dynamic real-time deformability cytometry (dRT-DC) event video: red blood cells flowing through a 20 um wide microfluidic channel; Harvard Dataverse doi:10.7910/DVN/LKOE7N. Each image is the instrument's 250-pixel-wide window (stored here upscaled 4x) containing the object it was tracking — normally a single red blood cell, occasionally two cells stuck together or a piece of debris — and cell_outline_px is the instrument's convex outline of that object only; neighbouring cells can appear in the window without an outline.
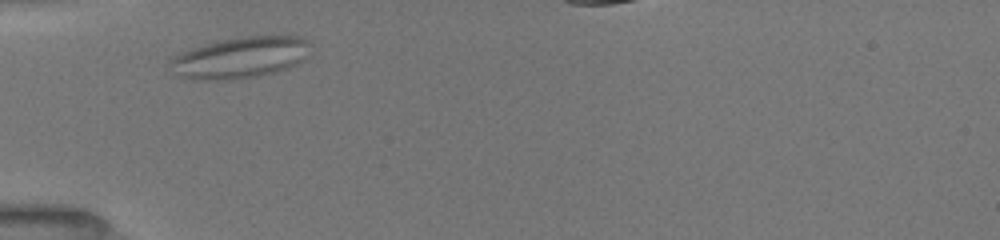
{"species": "common noctule bat (a hibernating species)", "species_latin": "Nyctalus noctula", "temperature_condition": "room temperature", "stored_images_in_passage": 30, "segment_of_instrument_passage": [1, 2], "camera_frame_rate_fps": 3000, "um_per_image_px": 0.085, "animal": {"sex": "female", "body_mass_g": 19.5, "forearm_length_mm": 54.1}, "frame": {"image": 1, "passage_image": 4, "time_ms": 0.667, "image_size_px": [1000, 240], "cell_outline_px": [[308, 40], [304, 60], [288, 68], [256, 76], [232, 80], [208, 80], [180, 76], [168, 60], [192, 48], [220, 40], [240, 36], [300, 36]], "centroid_in_image_um": [20.45, 4.88], "position_along_channel_um": 64.6, "area_um2": 33.0}}
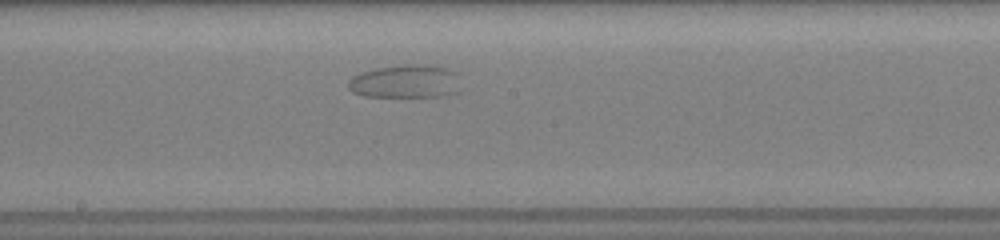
{"frame": {"image": 2, "passage_image": 21, "time_ms": 5.0, "image_size_px": [1000, 240], "cell_outline_px": [[456, 92], [440, 96], [364, 96], [352, 92], [348, 88], [348, 80], [352, 76], [364, 72], [380, 68], [404, 64], [412, 64], [448, 68], [456, 72]], "centroid_in_image_um": [34.4, 6.92], "position_along_channel_um": 213.8, "area_um2": 21.21}}
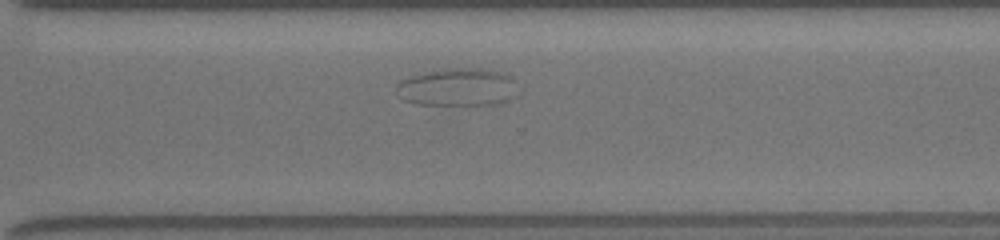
{"frame": {"image": 3, "passage_image": 28, "time_ms": 8.333, "image_size_px": [1000, 240], "cell_outline_px": [[516, 96], [508, 100], [496, 104], [416, 104], [404, 100], [400, 96], [396, 88], [396, 84], [400, 80], [412, 76], [428, 72], [448, 68], [484, 68], [508, 76], [512, 80]], "centroid_in_image_um": [38.85, 7.41], "position_along_channel_um": 331.7, "area_um2": 26.18}}